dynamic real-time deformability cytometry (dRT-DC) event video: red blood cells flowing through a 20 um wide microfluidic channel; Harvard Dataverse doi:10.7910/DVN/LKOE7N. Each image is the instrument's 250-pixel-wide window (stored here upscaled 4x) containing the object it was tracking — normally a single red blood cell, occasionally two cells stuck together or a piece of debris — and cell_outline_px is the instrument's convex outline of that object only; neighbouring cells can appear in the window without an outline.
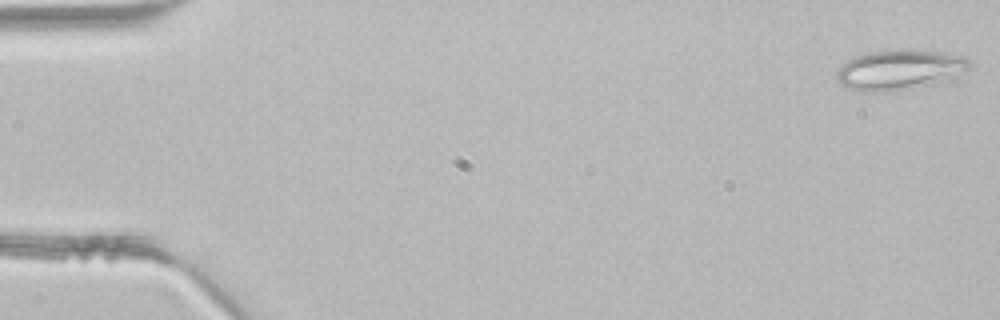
{"species": "common noctule bat (a hibernating species)", "species_latin": "Nyctalus noctula", "temperature_condition": "room temperature", "stored_images_in_passage": 3, "camera_frame_rate_fps": 3000, "um_per_image_px": 0.085, "animal": {"sex": "male", "body_mass_g": 21.5, "forearm_length_mm": 52.0}, "frame": {"image": 1, "passage_image": 1, "time_ms": 0.0, "image_size_px": [1000, 320], "cell_outline_px": [[968, 68], [932, 84], [912, 88], [888, 92], [860, 92], [844, 88], [836, 80], [836, 72], [848, 60], [856, 56], [872, 52], [908, 48], [944, 52], [964, 56], [968, 60]], "centroid_in_image_um": [76.37, 5.93], "position_along_channel_um": 8.6, "area_um2": 30.87}}